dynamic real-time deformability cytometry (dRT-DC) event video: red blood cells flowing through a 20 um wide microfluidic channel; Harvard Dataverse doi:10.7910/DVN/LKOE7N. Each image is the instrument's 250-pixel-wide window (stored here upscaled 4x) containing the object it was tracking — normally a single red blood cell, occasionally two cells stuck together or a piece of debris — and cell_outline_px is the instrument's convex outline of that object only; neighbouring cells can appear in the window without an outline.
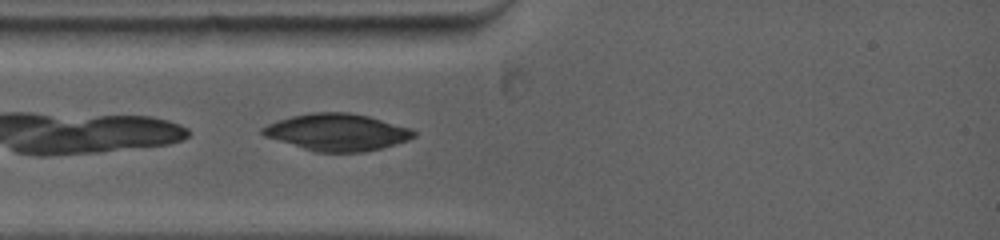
{"species": "common noctule bat (a hibernating species)", "species_latin": "Nyctalus noctula", "temperature_condition": "warm", "stored_images_in_passage": 2, "camera_frame_rate_fps": 5000, "um_per_image_px": 0.085, "animal": {"sex": "female", "body_mass_g": 19.0, "forearm_length_mm": 53.3}, "frame": {"image": 1, "passage_image": 2, "time_ms": 0.6, "image_size_px": [1000, 240], "cell_outline_px": [[416, 136], [408, 140], [396, 144], [364, 152], [316, 152], [264, 136], [260, 132], [260, 128], [268, 124], [292, 116], [312, 112], [348, 112], [368, 116], [412, 128], [416, 132]], "centroid_in_image_um": [28.68, 11.23], "position_along_channel_um": 56.3, "area_um2": 32.48}}